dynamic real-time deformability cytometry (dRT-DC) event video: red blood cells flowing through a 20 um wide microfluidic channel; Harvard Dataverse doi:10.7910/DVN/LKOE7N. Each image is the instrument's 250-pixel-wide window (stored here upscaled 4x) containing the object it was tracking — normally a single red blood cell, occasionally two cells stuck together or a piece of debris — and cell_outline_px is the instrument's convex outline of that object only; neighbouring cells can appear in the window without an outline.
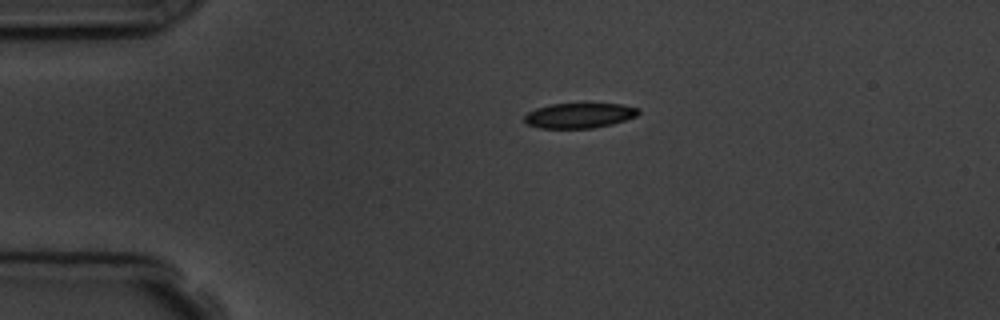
{"species": "common noctule bat (a hibernating species)", "species_latin": "Nyctalus noctula", "temperature_condition": "room temperature", "stored_images_in_passage": 2, "camera_frame_rate_fps": 3000, "um_per_image_px": 0.085, "animal": {"sex": "male", "body_mass_g": 19.5, "forearm_length_mm": 54.6}, "frame": {"image": 1, "passage_image": 1, "time_ms": 0.0, "image_size_px": [1000, 320], "cell_outline_px": [[640, 112], [636, 116], [612, 124], [592, 128], [540, 128], [528, 124], [524, 120], [524, 116], [528, 112], [536, 108], [552, 104], [620, 104], [640, 108]], "centroid_in_image_um": [49.24, 9.82], "position_along_channel_um": 35.8, "area_um2": 16.53}}